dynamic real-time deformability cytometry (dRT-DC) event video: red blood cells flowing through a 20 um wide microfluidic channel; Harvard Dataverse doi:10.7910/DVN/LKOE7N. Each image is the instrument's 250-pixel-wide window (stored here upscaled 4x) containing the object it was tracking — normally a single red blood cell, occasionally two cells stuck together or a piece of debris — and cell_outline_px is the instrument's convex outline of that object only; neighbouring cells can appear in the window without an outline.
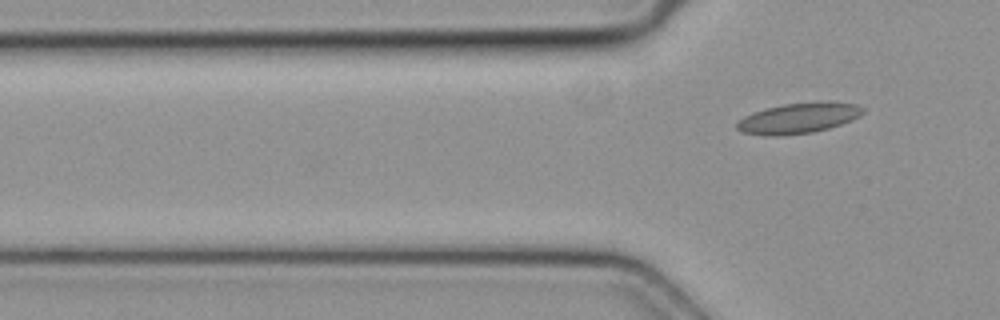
{"species": "common noctule bat (a hibernating species)", "species_latin": "Nyctalus noctula", "temperature_condition": "cold", "stored_images_in_passage": 4, "camera_frame_rate_fps": 3000, "um_per_image_px": 0.085, "animal": {"sex": "female", "body_mass_g": 19.3, "forearm_length_mm": 54.1}, "frame": {"image": 1, "passage_image": 4, "time_ms": 1.0, "image_size_px": [1000, 320], "cell_outline_px": [[864, 112], [860, 116], [852, 120], [828, 128], [812, 132], [784, 136], [764, 136], [740, 132], [736, 128], [736, 120], [752, 112], [764, 108], [784, 104], [824, 100], [856, 104], [864, 108]], "centroid_in_image_um": [67.83, 10.03], "position_along_channel_um": 58.0, "area_um2": 22.95}}